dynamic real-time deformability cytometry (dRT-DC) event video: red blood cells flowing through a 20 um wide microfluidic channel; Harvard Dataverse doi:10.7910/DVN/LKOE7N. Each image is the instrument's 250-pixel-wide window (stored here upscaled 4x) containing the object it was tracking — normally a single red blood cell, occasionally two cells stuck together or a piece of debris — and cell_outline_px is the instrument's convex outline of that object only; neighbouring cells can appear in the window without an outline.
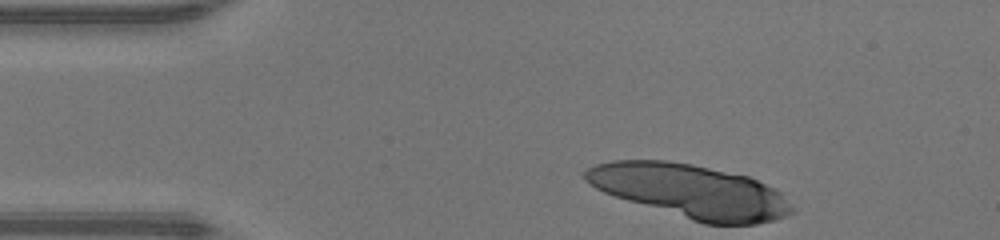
{"species": "human", "species_latin": "Homo sapiens", "temperature_condition": "warm", "stored_images_in_passage": 35, "segment_of_instrument_passage": [1, 2], "camera_frame_rate_fps": 3000, "um_per_image_px": 0.085, "donor": {"sex": "male"}, "frame": {"image": 1, "passage_image": 1, "time_ms": 0.0, "image_size_px": [1000, 240], "cell_outline_px": [[796, 212], [788, 216], [756, 224], [704, 224], [628, 200], [604, 192], [596, 188], [584, 176], [584, 172], [588, 168], [596, 164], [612, 160], [668, 160], [692, 164], [748, 176], [776, 188], [796, 208]], "centroid_in_image_um": [58.77, 16.25], "position_along_channel_um": 26.2, "area_um2": 64.27}}